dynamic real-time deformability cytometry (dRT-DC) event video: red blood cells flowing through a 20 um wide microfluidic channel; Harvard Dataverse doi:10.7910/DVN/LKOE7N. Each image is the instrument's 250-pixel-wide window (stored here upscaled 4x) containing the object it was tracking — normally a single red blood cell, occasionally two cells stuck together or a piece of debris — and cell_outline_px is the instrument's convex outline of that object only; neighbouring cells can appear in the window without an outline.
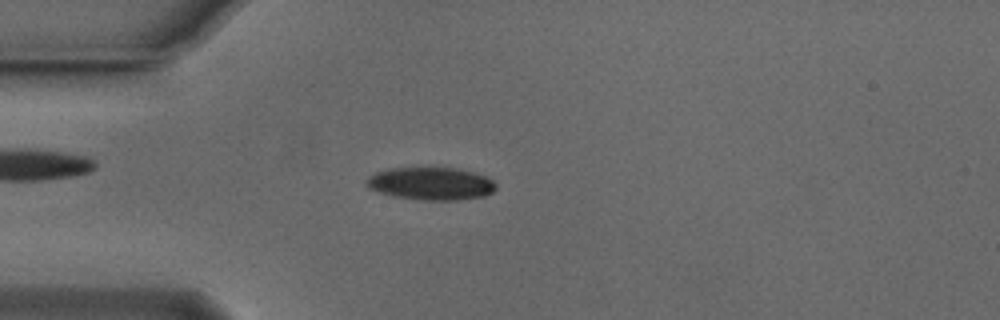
{"species": "Egyptian fruit bat (a non-hibernating species)", "species_latin": "Rousettus aegyptiacus", "temperature_condition": "cold", "stored_images_in_passage": 54, "camera_frame_rate_fps": 3000, "um_per_image_px": 0.085, "animal": {"sex": "male"}, "frame": {"image": 1, "passage_image": 14, "time_ms": 4.333, "image_size_px": [1000, 320], "cell_outline_px": [[496, 188], [492, 192], [484, 196], [460, 200], [424, 200], [392, 196], [368, 188], [364, 184], [368, 176], [376, 172], [388, 168], [460, 168], [484, 176], [492, 180], [496, 184]], "centroid_in_image_um": [36.6, 15.61], "position_along_channel_um": 48.4, "area_um2": 24.74}}
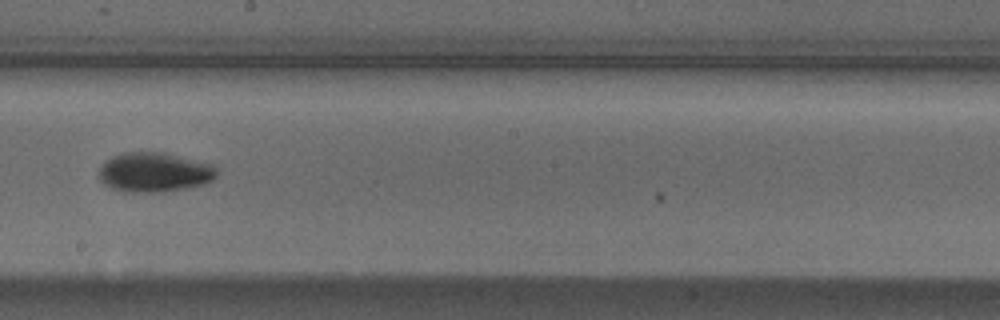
{"frame": {"image": 2, "passage_image": 30, "time_ms": 9.667, "image_size_px": [1000, 320], "cell_outline_px": [[216, 176], [212, 180], [204, 184], [188, 188], [164, 192], [124, 192], [108, 188], [100, 180], [100, 168], [112, 156], [124, 152], [164, 152], [216, 164]], "centroid_in_image_um": [13.15, 14.65], "position_along_channel_um": 235.0, "area_um2": 27.51}}
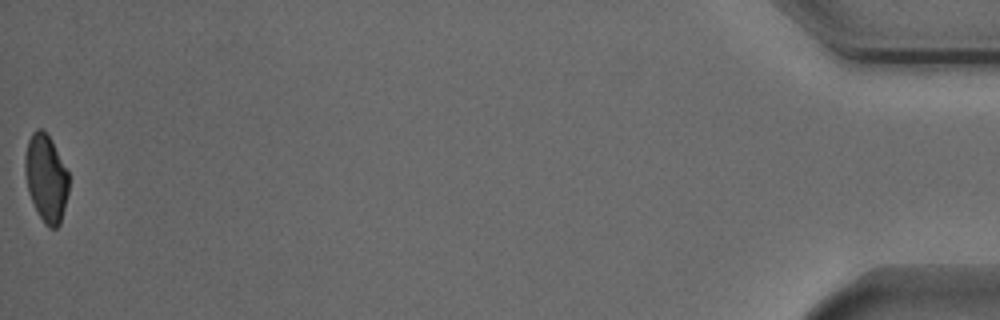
{"frame": {"image": 3, "passage_image": 54, "time_ms": 17.667, "image_size_px": [1000, 320], "cell_outline_px": [[68, 192], [60, 224], [56, 228], [48, 228], [44, 224], [28, 192], [24, 172], [24, 156], [28, 140], [32, 132], [36, 128], [40, 128], [52, 140], [68, 172]], "centroid_in_image_um": [3.9, 15.13], "position_along_channel_um": 431.3, "area_um2": 22.25}, "authors_computed_cell_mechanics": {"area_um2": 23.8714, "velocity_mm_per_s": 3.7487, "shape_relaxation_time_tau1_ms": 4.2995, "shape_relaxation_time_tau2_ms": null, "deformation_change_tau1": 0.1414, "deformation_change_tau2": null}}